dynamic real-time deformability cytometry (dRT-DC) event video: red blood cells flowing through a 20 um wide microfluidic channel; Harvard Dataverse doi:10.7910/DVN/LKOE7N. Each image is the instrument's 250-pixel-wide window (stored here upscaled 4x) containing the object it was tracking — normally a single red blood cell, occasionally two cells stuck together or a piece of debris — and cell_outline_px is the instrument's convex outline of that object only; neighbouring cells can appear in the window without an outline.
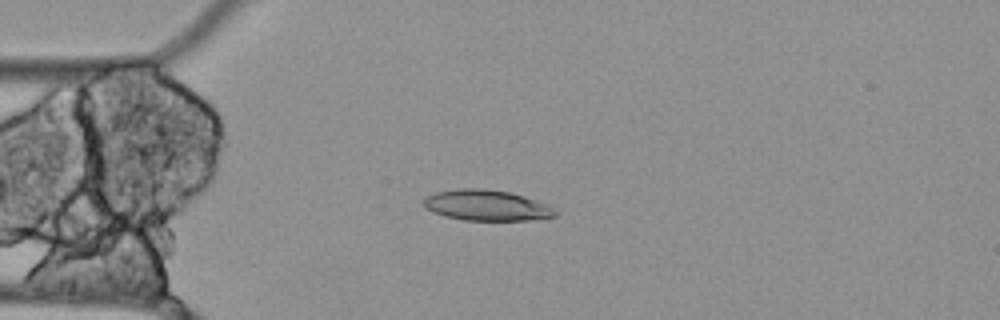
{"species": "Egyptian fruit bat (a non-hibernating species)", "species_latin": "Rousettus aegyptiacus", "temperature_condition": "cold", "stored_images_in_passage": 14, "camera_frame_rate_fps": 3000, "um_per_image_px": 0.085, "animal": {"sex": "female"}, "frame": {"image": 1, "passage_image": 3, "time_ms": 0.667, "image_size_px": [1000, 320], "cell_outline_px": [[560, 212], [556, 216], [528, 220], [464, 220], [444, 216], [432, 212], [424, 208], [424, 200], [428, 196], [436, 192], [460, 188], [484, 188], [512, 192], [548, 204]], "centroid_in_image_um": [41.39, 17.45], "position_along_channel_um": 43.6, "area_um2": 23.76}}
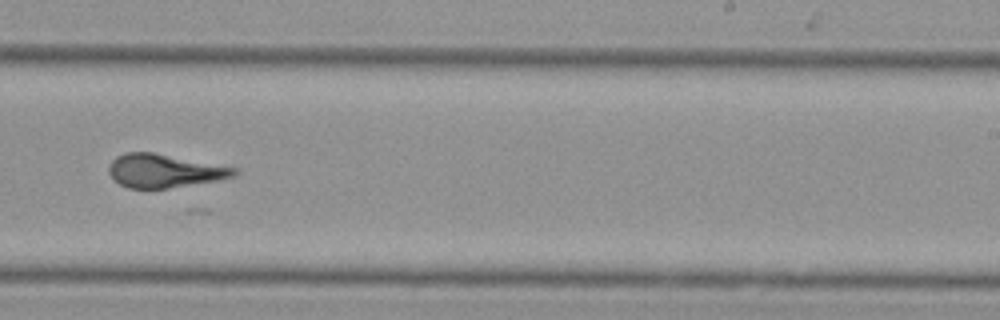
{"frame": {"image": 2, "passage_image": 9, "time_ms": 2.667, "image_size_px": [1000, 320], "cell_outline_px": [[240, 172], [236, 176], [216, 180], [168, 188], [128, 188], [120, 184], [108, 172], [108, 168], [112, 160], [116, 156], [124, 152], [152, 152], [236, 168]], "centroid_in_image_um": [13.95, 14.51], "position_along_channel_um": 275.1, "area_um2": 24.1}}
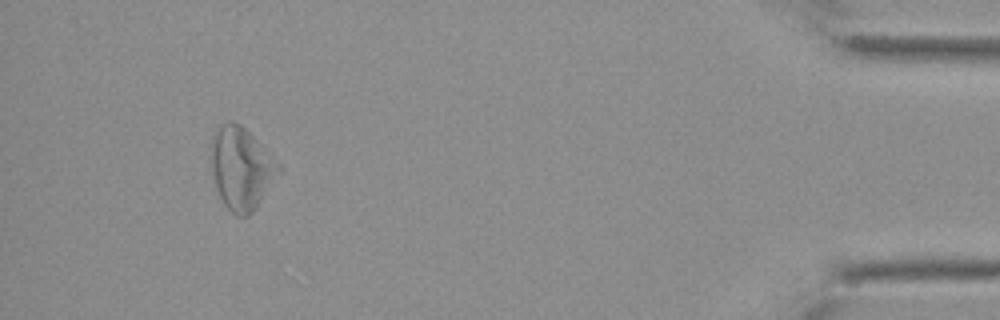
{"frame": {"image": 3, "passage_image": 13, "time_ms": 4.0, "image_size_px": [1000, 320], "cell_outline_px": [[284, 168], [256, 208], [248, 216], [236, 216], [224, 204], [216, 188], [208, 156], [212, 136], [228, 120], [232, 120], [240, 124]], "centroid_in_image_um": [20.5, 14.32], "position_along_channel_um": 414.7, "area_um2": 32.54}}